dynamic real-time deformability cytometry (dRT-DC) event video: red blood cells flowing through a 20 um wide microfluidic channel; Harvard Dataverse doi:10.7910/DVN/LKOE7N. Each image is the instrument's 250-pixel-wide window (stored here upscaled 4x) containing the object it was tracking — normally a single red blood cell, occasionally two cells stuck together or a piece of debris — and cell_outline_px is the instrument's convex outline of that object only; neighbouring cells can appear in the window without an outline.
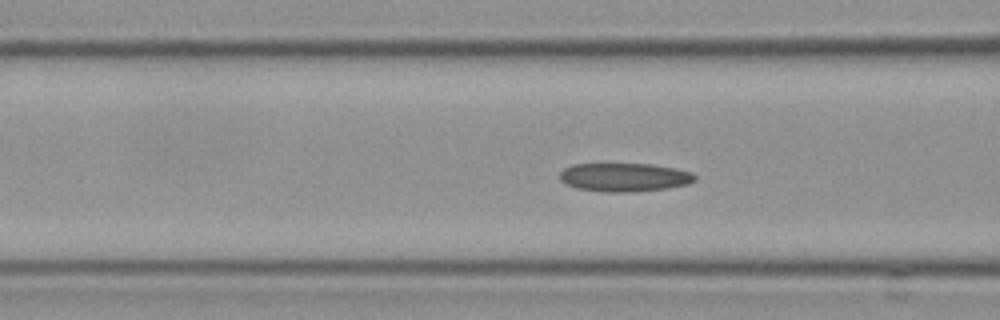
{"species": "Egyptian fruit bat (a non-hibernating species)", "species_latin": "Rousettus aegyptiacus", "temperature_condition": "cold", "stored_images_in_passage": 40, "camera_frame_rate_fps": 3000, "um_per_image_px": 0.085, "frame": {"image": 1, "passage_image": 6, "time_ms": 1.667, "image_size_px": [1000, 320], "cell_outline_px": [[696, 180], [688, 184], [668, 188], [636, 192], [604, 192], [576, 188], [560, 180], [560, 172], [564, 168], [572, 164], [652, 164], [676, 168], [692, 172], [696, 176]], "centroid_in_image_um": [53.1, 15.07], "position_along_channel_um": 113.5, "area_um2": 22.66}}
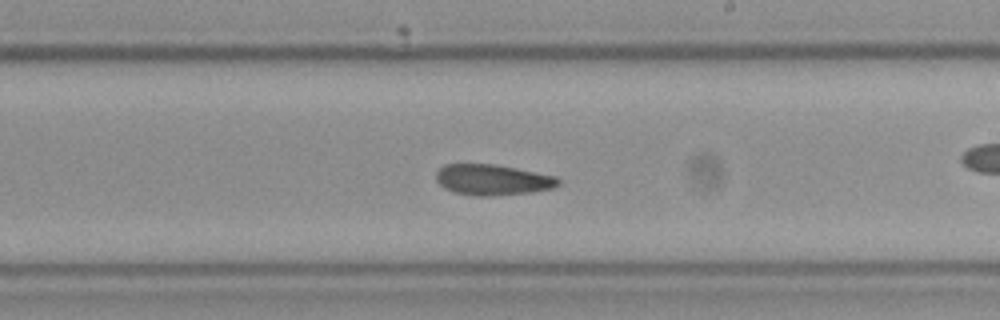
{"frame": {"image": 2, "passage_image": 17, "time_ms": 5.333, "image_size_px": [1000, 320], "cell_outline_px": [[560, 184], [556, 188], [532, 192], [492, 196], [476, 196], [452, 192], [444, 188], [436, 180], [436, 172], [444, 164], [492, 164], [556, 176], [560, 180]], "centroid_in_image_um": [41.87, 15.29], "position_along_channel_um": 247.1, "area_um2": 21.96}}
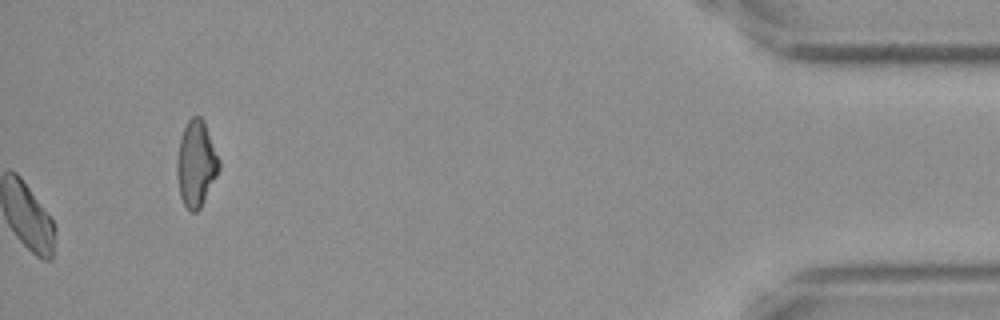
{"frame": {"image": 3, "passage_image": 40, "time_ms": 13.0, "image_size_px": [1000, 320], "cell_outline_px": [[220, 168], [200, 208], [196, 212], [188, 212], [180, 196], [176, 172], [176, 168], [180, 136], [188, 120], [192, 116], [200, 116], [204, 120], [220, 160]], "centroid_in_image_um": [16.66, 13.91], "position_along_channel_um": 418.5, "area_um2": 21.1}, "authors_computed_cell_mechanics": {"area_um2": 21.7906, "velocity_mm_per_s": 3.6351, "shape_relaxation_time_tau1_ms": null, "shape_relaxation_time_tau2_ms": 6.3865, "deformation_change_tau1": null, "deformation_change_tau2": 0.1254}}